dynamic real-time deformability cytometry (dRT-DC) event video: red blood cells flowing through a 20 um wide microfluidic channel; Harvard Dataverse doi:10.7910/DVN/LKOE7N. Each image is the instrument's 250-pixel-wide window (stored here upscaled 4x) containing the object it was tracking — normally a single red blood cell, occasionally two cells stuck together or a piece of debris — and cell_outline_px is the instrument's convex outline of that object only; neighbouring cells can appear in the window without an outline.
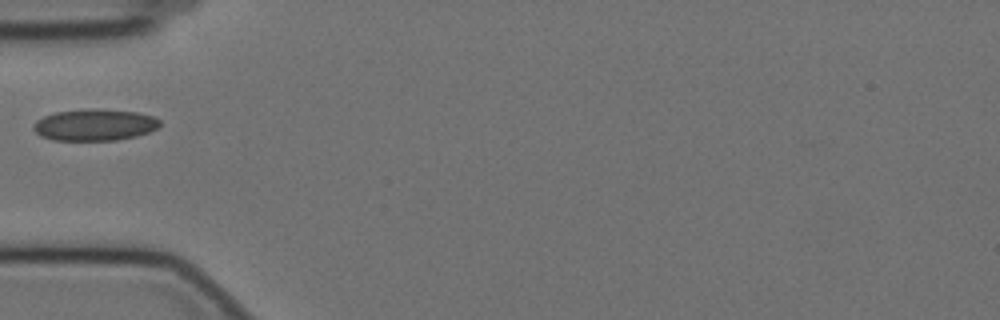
{"species": "Egyptian fruit bat (a non-hibernating species)", "species_latin": "Rousettus aegyptiacus", "temperature_condition": "cold", "stored_images_in_passage": 6, "camera_frame_rate_fps": 3000, "um_per_image_px": 0.085, "animal": {"sex": "female"}, "frame": {"image": 1, "passage_image": 1, "time_ms": 0.0, "image_size_px": [1000, 320], "cell_outline_px": [[160, 124], [156, 128], [148, 132], [136, 136], [116, 140], [52, 140], [40, 136], [32, 128], [32, 124], [36, 120], [44, 116], [56, 112], [88, 108], [96, 108], [136, 112], [152, 116], [160, 120]], "centroid_in_image_um": [8.0, 10.61], "position_along_channel_um": 77.0, "area_um2": 23.35}}